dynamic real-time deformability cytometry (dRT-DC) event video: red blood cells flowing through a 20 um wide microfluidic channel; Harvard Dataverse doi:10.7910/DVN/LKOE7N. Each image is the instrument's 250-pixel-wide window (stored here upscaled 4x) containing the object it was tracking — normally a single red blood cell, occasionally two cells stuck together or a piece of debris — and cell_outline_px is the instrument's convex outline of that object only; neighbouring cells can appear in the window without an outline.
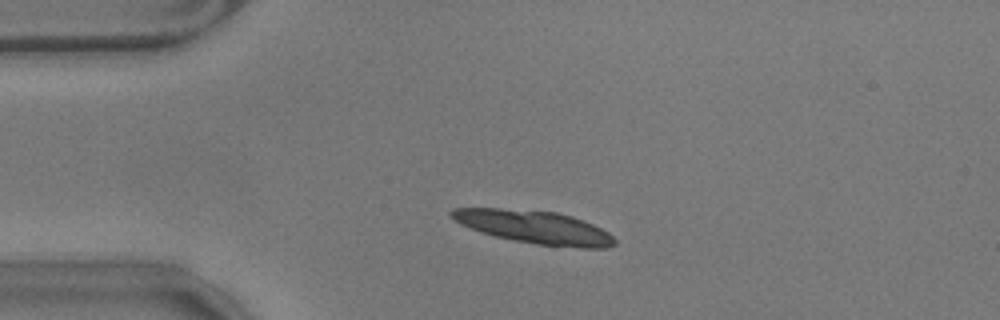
{"species": "common noctule bat (a hibernating species)", "species_latin": "Nyctalus noctula", "temperature_condition": "warm", "stored_images_in_passage": 38, "camera_frame_rate_fps": 3000, "um_per_image_px": 0.085, "animal": {"sex": "male", "body_mass_g": 17.9}, "frame": {"image": 1, "passage_image": 6, "time_ms": 1.667, "image_size_px": [1000, 320], "cell_outline_px": [[616, 244], [608, 248], [580, 248], [540, 244], [512, 240], [480, 232], [460, 224], [448, 212], [452, 208], [500, 208], [556, 212], [572, 216], [592, 224], [608, 232], [616, 240]], "centroid_in_image_um": [45.43, 19.3], "position_along_channel_um": 39.6, "area_um2": 31.15}, "authors_computed_cell_mechanics": {"area_um2": 24.3338, "velocity_mm_per_s": 3.4855, "shape_relaxation_time_tau1_ms": 2.691, "shape_relaxation_time_tau2_ms": 3.4201, "deformation_change_tau1": 0.2514, "deformation_change_tau2": 0.0818}}